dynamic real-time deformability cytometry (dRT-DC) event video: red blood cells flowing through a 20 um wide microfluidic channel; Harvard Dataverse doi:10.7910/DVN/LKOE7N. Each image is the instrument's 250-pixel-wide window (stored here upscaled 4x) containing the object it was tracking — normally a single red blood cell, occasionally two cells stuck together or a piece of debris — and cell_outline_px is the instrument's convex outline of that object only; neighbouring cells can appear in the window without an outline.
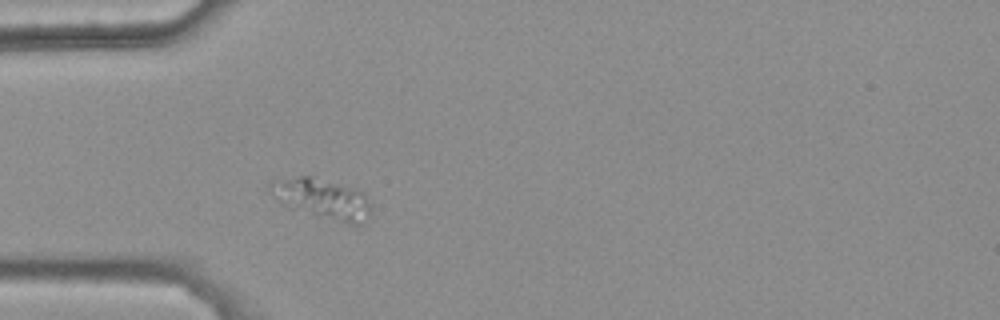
{"species": "common noctule bat (a hibernating species)", "species_latin": "Nyctalus noctula", "temperature_condition": "warm", "stored_images_in_passage": 32, "camera_frame_rate_fps": 3000, "um_per_image_px": 0.085, "animal": {"sex": "female", "body_mass_g": 25.1}, "frame": {"image": 1, "passage_image": 6, "time_ms": 1.667, "image_size_px": [1000, 320], "cell_outline_px": [[372, 212], [368, 220], [364, 224], [348, 224], [316, 216], [288, 208], [280, 204], [264, 192], [268, 180], [300, 176], [312, 176], [356, 188], [364, 192], [368, 200]], "centroid_in_image_um": [27.29, 16.89], "position_along_channel_um": 57.7, "area_um2": 24.85}}
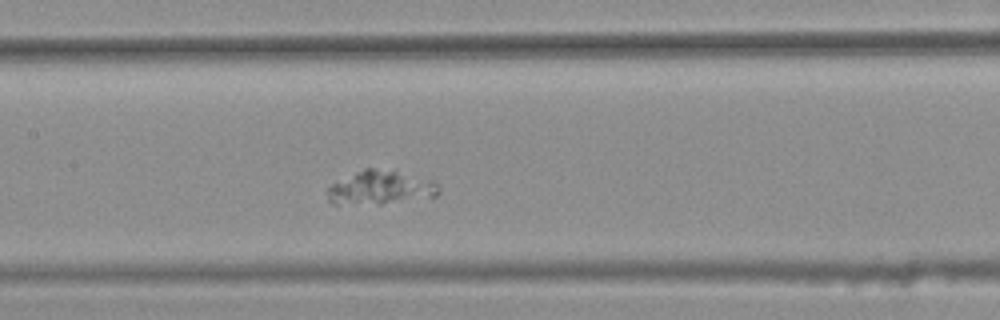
{"frame": {"image": 2, "passage_image": 16, "time_ms": 5.0, "image_size_px": [1000, 320], "cell_outline_px": [[440, 192], [436, 196], [380, 204], [332, 204], [328, 200], [324, 192], [332, 184], [364, 168], [372, 168], [396, 172], [432, 180], [440, 188]], "centroid_in_image_um": [32.29, 15.98], "position_along_channel_um": 175.1, "area_um2": 21.62}}
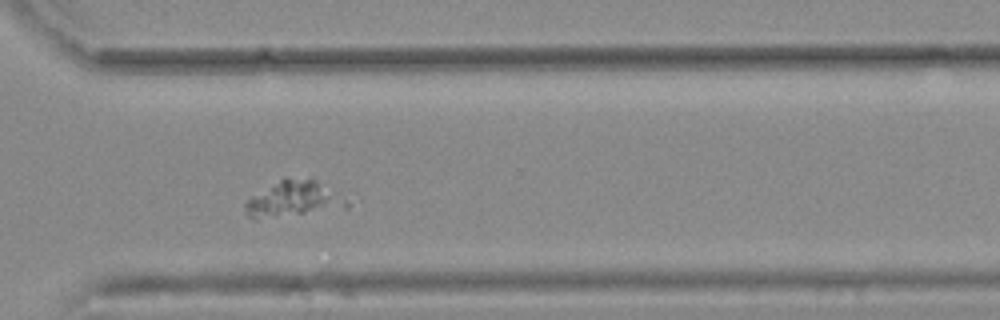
{"frame": {"image": 3, "passage_image": 30, "time_ms": 9.667, "image_size_px": [1000, 320], "cell_outline_px": [[328, 200], [304, 212], [256, 220], [248, 216], [244, 208], [244, 204], [252, 196], [284, 176], [312, 176], [316, 180], [328, 196]], "centroid_in_image_um": [24.31, 16.82], "position_along_channel_um": 346.3, "area_um2": 17.74}}